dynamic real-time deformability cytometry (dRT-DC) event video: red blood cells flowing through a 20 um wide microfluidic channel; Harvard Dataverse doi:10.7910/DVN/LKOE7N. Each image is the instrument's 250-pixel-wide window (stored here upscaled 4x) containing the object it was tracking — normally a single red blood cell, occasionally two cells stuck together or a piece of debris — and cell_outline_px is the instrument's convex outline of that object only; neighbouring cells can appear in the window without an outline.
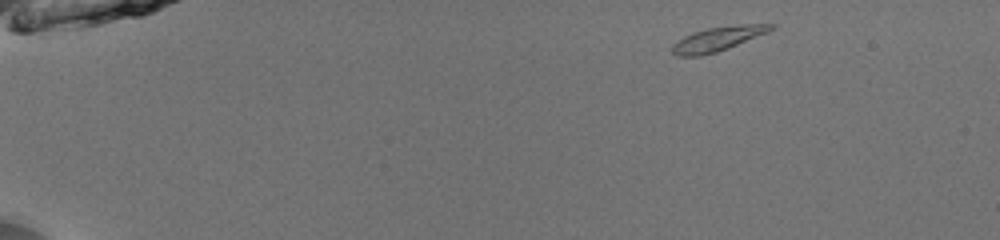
{"species": "common noctule bat (a hibernating species)", "species_latin": "Nyctalus noctula", "temperature_condition": "room temperature", "stored_images_in_passage": 45, "camera_frame_rate_fps": 3000, "um_per_image_px": 0.085, "animal": {"sex": "male", "body_mass_g": 13.0, "forearm_length_mm": 53.1}, "frame": {"image": 1, "passage_image": 1, "time_ms": 0.0, "image_size_px": [1000, 240], "cell_outline_px": [[776, 24], [768, 32], [728, 48], [716, 52], [700, 56], [676, 56], [672, 52], [672, 44], [684, 36], [692, 32], [708, 28], [740, 24]], "centroid_in_image_um": [60.97, 3.31], "position_along_channel_um": 24.0, "area_um2": 13.87}}
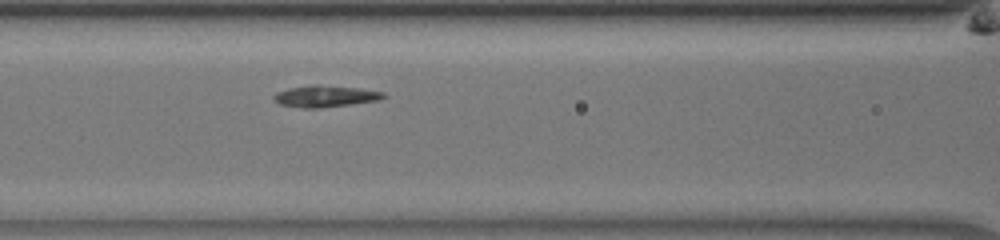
{"frame": {"image": 2, "passage_image": 18, "time_ms": 5.667, "image_size_px": [1000, 240], "cell_outline_px": [[388, 96], [380, 100], [320, 108], [304, 108], [280, 104], [272, 96], [276, 92], [288, 88], [316, 84], [360, 88], [384, 92]], "centroid_in_image_um": [27.68, 8.17], "position_along_channel_um": 138.9, "area_um2": 13.81}}
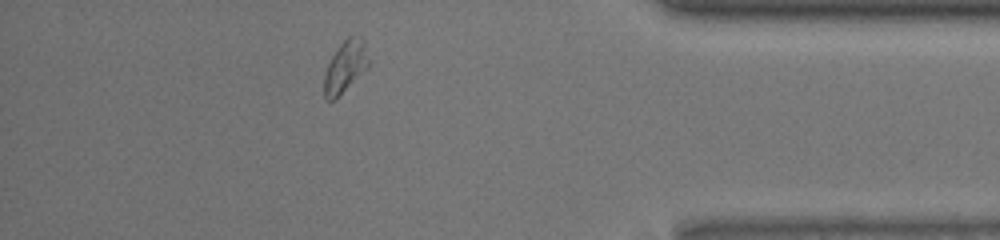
{"frame": {"image": 3, "passage_image": 40, "time_ms": 13.0, "image_size_px": [1000, 240], "cell_outline_px": [[368, 68], [336, 100], [324, 100], [324, 76], [328, 64], [332, 56], [340, 44], [348, 36], [360, 36], [364, 40], [368, 60]], "centroid_in_image_um": [29.34, 5.7], "position_along_channel_um": 405.9, "area_um2": 13.47}, "authors_computed_cell_mechanics": {"area_um2": 13.583, "velocity_mm_per_s": 3.9798, "shape_relaxation_time_tau1_ms": 3.242, "shape_relaxation_time_tau2_ms": 3.5208, "deformation_change_tau1": 0.1435, "deformation_change_tau2": 0.0386}}